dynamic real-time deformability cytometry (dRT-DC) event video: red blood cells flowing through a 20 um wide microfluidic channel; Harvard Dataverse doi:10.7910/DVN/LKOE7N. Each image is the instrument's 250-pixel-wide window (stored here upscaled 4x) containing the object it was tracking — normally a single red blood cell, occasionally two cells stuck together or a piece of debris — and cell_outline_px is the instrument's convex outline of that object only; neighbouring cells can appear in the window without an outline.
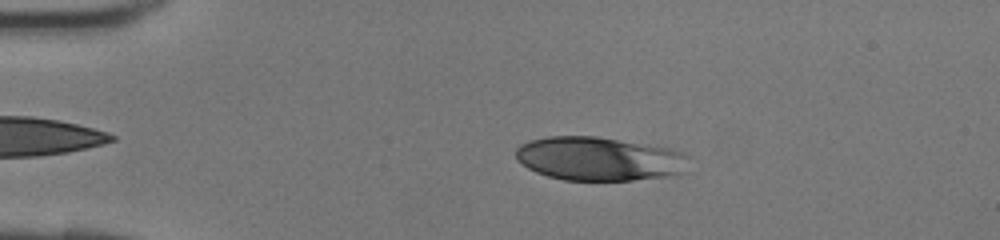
{"species": "human", "species_latin": "Homo sapiens", "temperature_condition": "room temperature", "stored_images_in_passage": 36, "camera_frame_rate_fps": 3000, "um_per_image_px": 0.085, "donor": {"sex": "female"}, "frame": {"image": 1, "passage_image": 8, "time_ms": 2.333, "image_size_px": [1000, 240], "cell_outline_px": [[688, 156], [684, 172], [668, 176], [632, 180], [564, 180], [548, 176], [536, 172], [528, 168], [516, 160], [516, 148], [520, 144], [528, 140], [548, 136], [596, 136], [672, 148]], "centroid_in_image_um": [50.89, 13.49], "position_along_channel_um": 34.1, "area_um2": 44.22}}
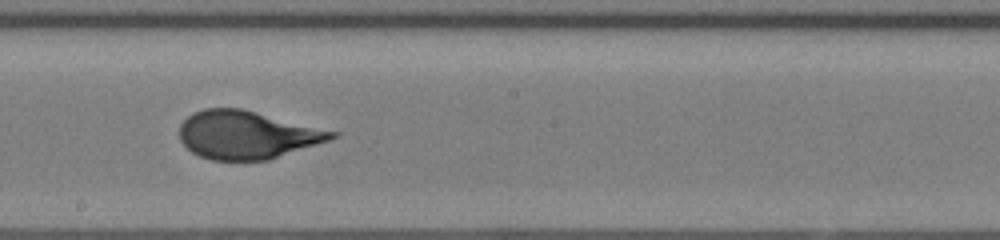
{"frame": {"image": 2, "passage_image": 23, "time_ms": 7.333, "image_size_px": [1000, 240], "cell_outline_px": [[340, 136], [268, 160], [212, 160], [200, 156], [192, 152], [180, 140], [180, 124], [192, 112], [204, 108], [240, 108], [340, 132]], "centroid_in_image_um": [20.99, 11.45], "position_along_channel_um": 227.2, "area_um2": 42.43}}
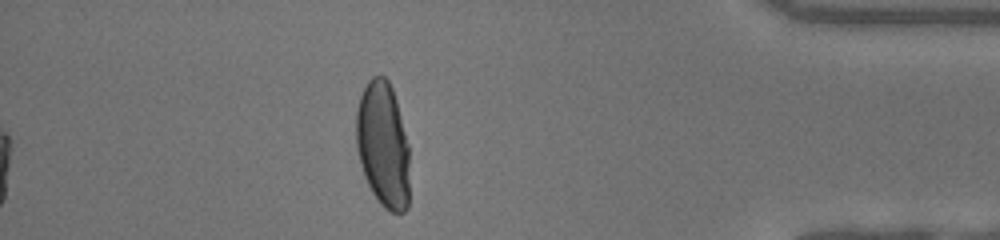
{"frame": {"image": 3, "passage_image": 36, "time_ms": 11.667, "image_size_px": [1000, 240], "cell_outline_px": [[408, 208], [404, 212], [392, 212], [384, 208], [380, 204], [372, 192], [364, 176], [360, 164], [356, 148], [356, 108], [360, 96], [368, 80], [372, 76], [384, 76], [388, 80], [392, 88], [396, 100], [408, 144]], "centroid_in_image_um": [32.53, 12.3], "position_along_channel_um": 402.7, "area_um2": 39.19}}